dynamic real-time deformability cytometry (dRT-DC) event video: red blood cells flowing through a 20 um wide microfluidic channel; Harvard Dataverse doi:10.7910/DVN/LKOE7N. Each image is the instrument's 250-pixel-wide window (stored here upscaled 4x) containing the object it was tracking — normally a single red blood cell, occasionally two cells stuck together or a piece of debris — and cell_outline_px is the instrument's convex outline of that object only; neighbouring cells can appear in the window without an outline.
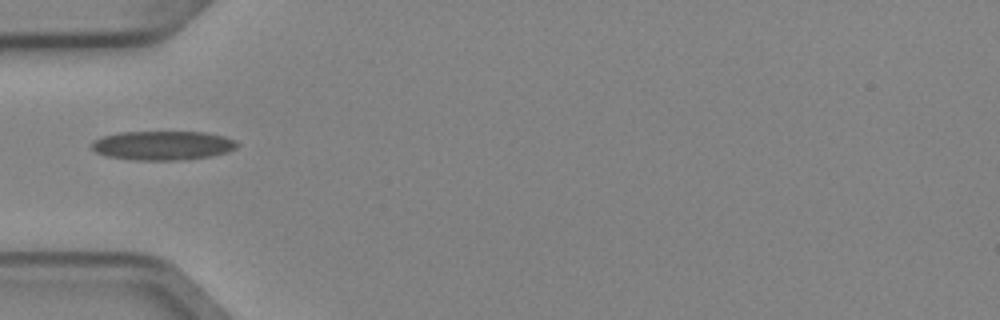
{"species": "Egyptian fruit bat (a non-hibernating species)", "species_latin": "Rousettus aegyptiacus", "temperature_condition": "cold", "stored_images_in_passage": 1, "camera_frame_rate_fps": 3000, "um_per_image_px": 0.085, "animal": {"sex": "female"}, "frame": {"image": 1, "passage_image": 1, "time_ms": 0.0, "image_size_px": [1000, 320], "cell_outline_px": [[240, 144], [236, 148], [228, 152], [208, 156], [172, 160], [136, 160], [108, 156], [96, 152], [88, 144], [92, 140], [104, 136], [120, 132], [208, 132], [224, 136], [236, 140]], "centroid_in_image_um": [13.83, 12.35], "position_along_channel_um": 71.2, "area_um2": 24.68}}